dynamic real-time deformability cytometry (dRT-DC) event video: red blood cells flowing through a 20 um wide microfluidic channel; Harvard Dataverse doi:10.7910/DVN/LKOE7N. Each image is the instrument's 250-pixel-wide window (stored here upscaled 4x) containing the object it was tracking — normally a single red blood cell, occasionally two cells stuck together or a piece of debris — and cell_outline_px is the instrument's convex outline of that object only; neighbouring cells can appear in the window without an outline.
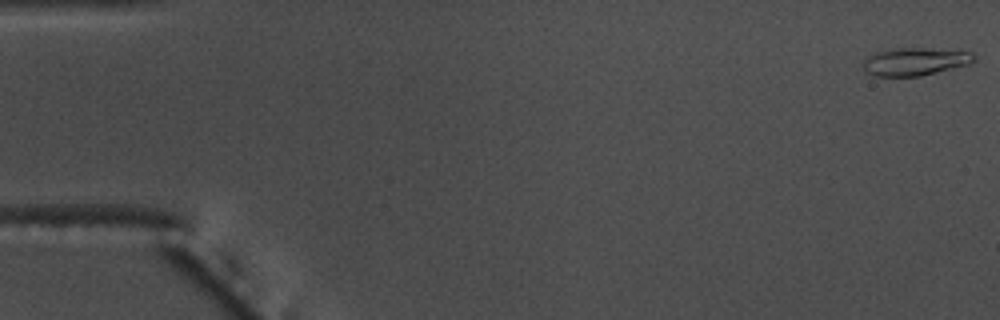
{"species": "common noctule bat (a hibernating species)", "species_latin": "Nyctalus noctula", "temperature_condition": "warm", "stored_images_in_passage": 50, "camera_frame_rate_fps": 3000, "um_per_image_px": 0.085, "animal": {"sex": "male", "body_mass_g": 17.5, "forearm_length_mm": 52.3}, "frame": {"image": 1, "passage_image": 1, "time_ms": 0.0, "image_size_px": [1000, 320], "cell_outline_px": [[976, 60], [968, 64], [920, 76], [876, 76], [864, 72], [864, 60], [868, 56], [876, 52], [896, 48], [924, 48], [972, 52], [976, 56]], "centroid_in_image_um": [77.77, 5.23], "position_along_channel_um": 7.2, "area_um2": 17.8}}
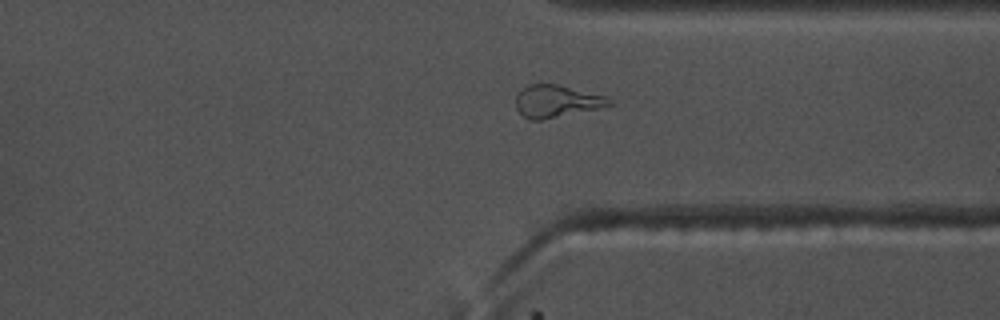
{"frame": {"image": 2, "passage_image": 42, "time_ms": 13.667, "image_size_px": [1000, 320], "cell_outline_px": [[612, 104], [600, 108], [540, 120], [532, 120], [524, 116], [516, 108], [516, 96], [528, 84], [556, 84], [604, 96], [612, 100]], "centroid_in_image_um": [47.29, 8.61], "position_along_channel_um": 364.1, "area_um2": 17.17}}
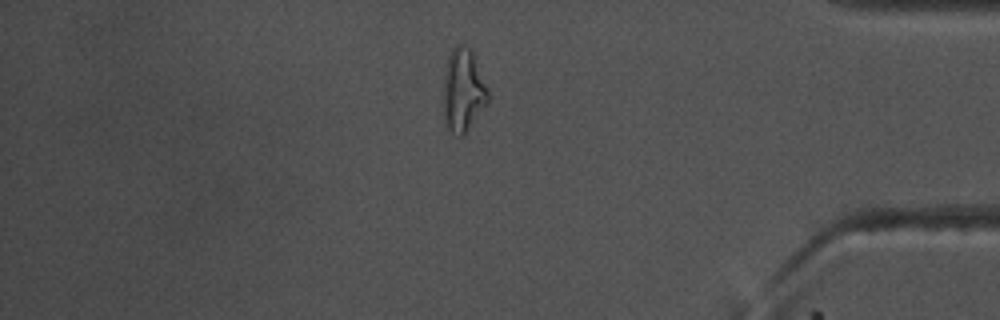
{"frame": {"image": 3, "passage_image": 47, "time_ms": 15.333, "image_size_px": [1000, 320], "cell_outline_px": [[488, 100], [464, 136], [456, 136], [448, 128], [444, 112], [444, 76], [448, 56], [460, 44], [464, 44], [472, 52], [488, 92]], "centroid_in_image_um": [39.35, 7.72], "position_along_channel_um": 395.8, "area_um2": 20.81}}